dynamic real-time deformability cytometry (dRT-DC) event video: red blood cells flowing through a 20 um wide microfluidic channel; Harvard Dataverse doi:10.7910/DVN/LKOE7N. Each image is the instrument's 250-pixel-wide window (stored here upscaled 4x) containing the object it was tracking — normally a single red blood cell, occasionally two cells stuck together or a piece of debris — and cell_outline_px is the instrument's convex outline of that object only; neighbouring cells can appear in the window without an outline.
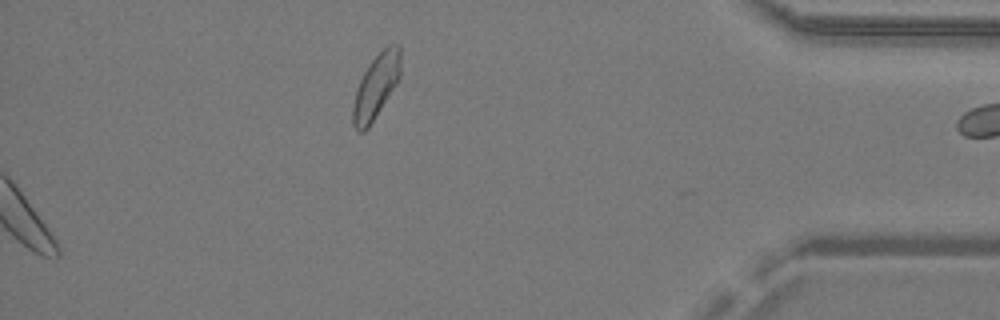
{"species": "common noctule bat (a hibernating species)", "species_latin": "Nyctalus noctula", "temperature_condition": "warm", "stored_images_in_passage": 39, "camera_frame_rate_fps": 3000, "um_per_image_px": 0.085, "animal": {"sex": "male", "body_mass_g": 19.2, "forearm_length_mm": 51.8}, "frame": {"image": 1, "passage_image": 39, "time_ms": 12.667, "image_size_px": [1000, 320], "cell_outline_px": [[400, 76], [396, 84], [368, 128], [364, 132], [360, 132], [352, 124], [352, 108], [356, 88], [364, 72], [372, 60], [388, 44], [400, 44]], "centroid_in_image_um": [31.95, 7.34], "position_along_channel_um": 403.3, "area_um2": 17.63}}